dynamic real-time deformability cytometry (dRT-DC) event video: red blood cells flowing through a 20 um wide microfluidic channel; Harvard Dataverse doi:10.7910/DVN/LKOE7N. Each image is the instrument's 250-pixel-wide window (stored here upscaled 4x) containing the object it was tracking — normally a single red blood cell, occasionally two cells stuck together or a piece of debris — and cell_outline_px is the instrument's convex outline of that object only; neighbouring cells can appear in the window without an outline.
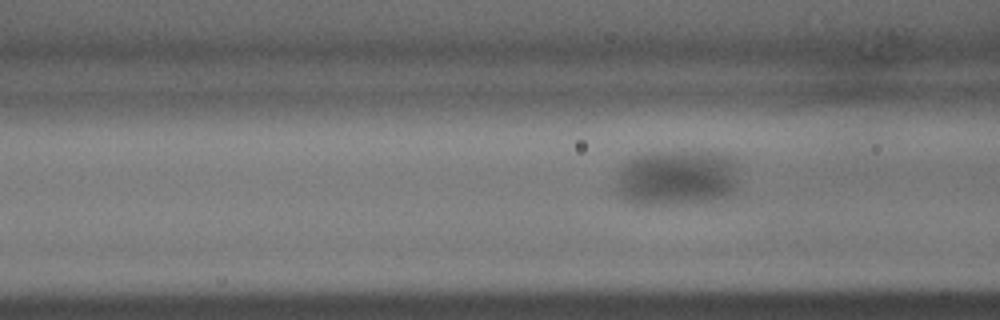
{"species": "common noctule bat (a hibernating species)", "species_latin": "Nyctalus noctula", "temperature_condition": "warm", "stored_images_in_passage": 10, "camera_frame_rate_fps": 3000, "um_per_image_px": 0.085, "animal": {"sex": "male", "body_mass_g": 15.6}, "frame": {"image": 1, "passage_image": 10, "time_ms": 3.0, "image_size_px": [1000, 320], "cell_outline_px": [[732, 164], [728, 188], [724, 192], [708, 196], [652, 200], [644, 200], [624, 196], [620, 188], [624, 168], [628, 164], [636, 160], [656, 156], [680, 156], [724, 160]], "centroid_in_image_um": [57.37, 15.11], "position_along_channel_um": 109.2, "area_um2": 30.06}}